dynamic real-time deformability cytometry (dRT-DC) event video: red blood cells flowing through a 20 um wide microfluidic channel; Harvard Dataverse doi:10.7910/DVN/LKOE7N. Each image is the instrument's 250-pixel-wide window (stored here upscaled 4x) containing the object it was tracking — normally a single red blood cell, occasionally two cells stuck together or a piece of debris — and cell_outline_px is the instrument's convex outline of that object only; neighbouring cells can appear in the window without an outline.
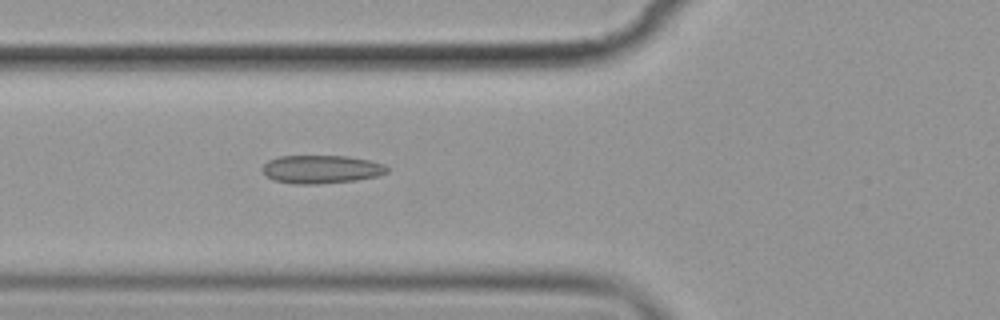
{"species": "common noctule bat (a hibernating species)", "species_latin": "Nyctalus noctula", "temperature_condition": "cold", "stored_images_in_passage": 2, "camera_frame_rate_fps": 3000, "um_per_image_px": 0.085, "animal": {"sex": "female", "body_mass_g": 19.9}, "frame": {"image": 1, "passage_image": 2, "time_ms": 1.0, "image_size_px": [1000, 320], "cell_outline_px": [[388, 172], [376, 176], [356, 180], [316, 184], [296, 184], [276, 180], [268, 176], [260, 168], [268, 160], [280, 156], [348, 156], [372, 160], [384, 164], [388, 168]], "centroid_in_image_um": [27.33, 14.38], "position_along_channel_um": 98.5, "area_um2": 20.46}}